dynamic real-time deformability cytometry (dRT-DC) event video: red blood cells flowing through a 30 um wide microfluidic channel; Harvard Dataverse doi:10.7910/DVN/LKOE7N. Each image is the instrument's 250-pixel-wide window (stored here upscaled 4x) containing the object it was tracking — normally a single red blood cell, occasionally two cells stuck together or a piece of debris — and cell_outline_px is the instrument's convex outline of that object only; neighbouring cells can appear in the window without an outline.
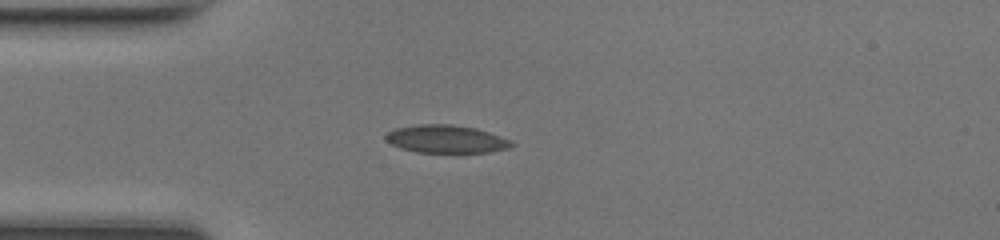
{"species": "common noctule bat (a hibernating species)", "species_latin": "Nyctalus noctula", "temperature_condition": "room temperature", "stored_images_in_passage": 36, "camera_frame_rate_fps": 3000, "um_per_image_px": 0.085, "animal": {"sex": "female", "body_mass_g": 17.0, "forearm_length_mm": 48.0}, "frame": {"image": 1, "passage_image": 1, "time_ms": 0.0, "image_size_px": [1000, 240], "cell_outline_px": [[516, 144], [508, 148], [488, 152], [416, 152], [400, 148], [384, 140], [384, 136], [388, 132], [396, 128], [416, 124], [452, 124], [476, 128], [512, 140]], "centroid_in_image_um": [37.91, 11.81], "position_along_channel_um": 47.1, "area_um2": 20.52}}
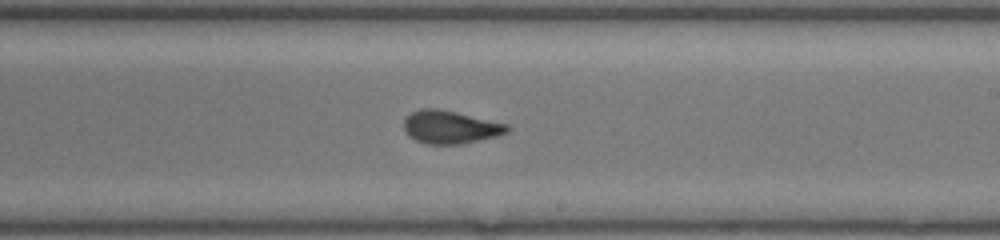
{"frame": {"image": 2, "passage_image": 16, "time_ms": 5.0, "image_size_px": [1000, 240], "cell_outline_px": [[512, 128], [508, 132], [496, 136], [460, 144], [428, 144], [416, 140], [408, 136], [404, 132], [404, 120], [412, 112], [420, 108], [436, 108], [456, 112], [508, 124]], "centroid_in_image_um": [38.27, 10.8], "position_along_channel_um": 250.7, "area_um2": 19.83}}
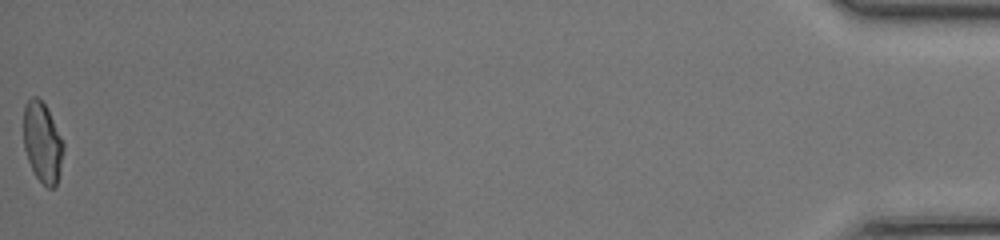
{"frame": {"image": 3, "passage_image": 36, "time_ms": 11.667, "image_size_px": [1000, 240], "cell_outline_px": [[64, 148], [60, 172], [56, 184], [52, 188], [48, 188], [36, 176], [28, 160], [24, 148], [24, 108], [28, 100], [32, 96], [36, 96], [44, 104], [64, 144]], "centroid_in_image_um": [3.6, 12.12], "position_along_channel_um": 431.6, "area_um2": 18.21}, "authors_computed_cell_mechanics": {"area_um2": 19.652, "velocity_mm_per_s": 4.3477, "shape_relaxation_time_tau1_ms": 6.967, "shape_relaxation_time_tau2_ms": 0.9116, "deformation_change_tau1": 0.2043, "deformation_change_tau2": 0.0583}}